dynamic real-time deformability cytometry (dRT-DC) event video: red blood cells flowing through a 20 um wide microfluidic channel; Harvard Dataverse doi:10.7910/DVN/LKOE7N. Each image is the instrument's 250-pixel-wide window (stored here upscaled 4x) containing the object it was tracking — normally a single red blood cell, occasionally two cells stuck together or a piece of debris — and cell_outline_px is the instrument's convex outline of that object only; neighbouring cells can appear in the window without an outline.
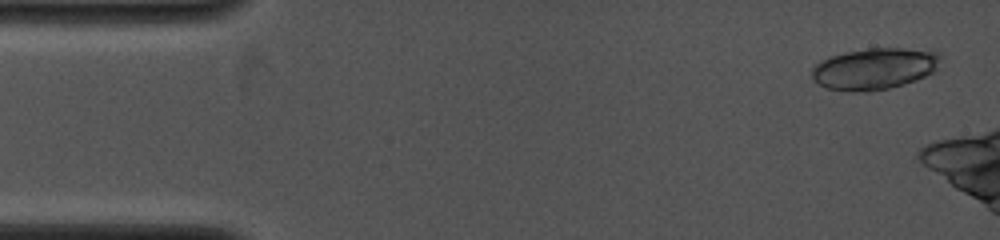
{"species": "common noctule bat (a hibernating species)", "species_latin": "Nyctalus noctula", "temperature_condition": "cold", "stored_images_in_passage": 8, "camera_frame_rate_fps": 4000, "um_per_image_px": 0.085, "animal": {"sex": "female", "body_mass_g": 19.0, "forearm_length_mm": 53.3}, "frame": {"image": 1, "passage_image": 1, "time_ms": 0.0, "image_size_px": [1000, 240], "cell_outline_px": [[944, 56], [936, 72], [916, 80], [904, 84], [888, 88], [868, 92], [848, 92], [828, 88], [812, 80], [812, 68], [820, 60], [844, 52], [868, 48], [936, 48]], "centroid_in_image_um": [74.44, 5.81], "position_along_channel_um": 10.6, "area_um2": 32.08}}